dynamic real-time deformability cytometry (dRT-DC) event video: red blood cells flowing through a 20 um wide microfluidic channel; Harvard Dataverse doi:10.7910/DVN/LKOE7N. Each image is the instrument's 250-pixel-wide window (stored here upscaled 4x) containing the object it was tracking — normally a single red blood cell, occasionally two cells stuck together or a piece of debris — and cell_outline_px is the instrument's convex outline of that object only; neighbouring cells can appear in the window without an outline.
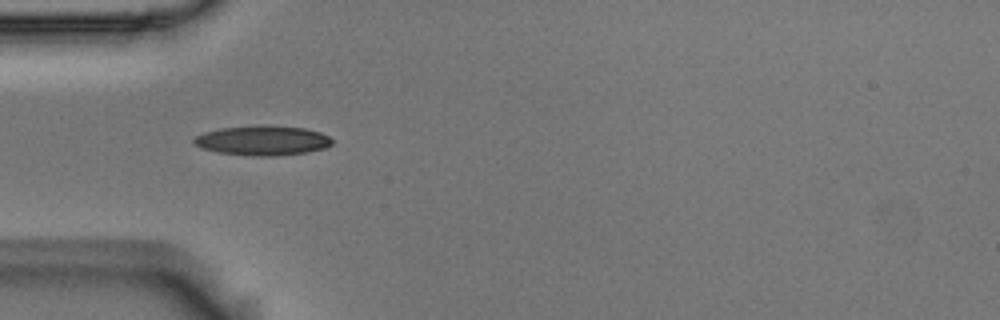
{"species": "Egyptian fruit bat (a non-hibernating species)", "species_latin": "Rousettus aegyptiacus", "temperature_condition": "room temperature", "stored_images_in_passage": 4, "camera_frame_rate_fps": 3000, "um_per_image_px": 0.085, "animal": {"sex": "male"}, "frame": {"image": 1, "passage_image": 3, "time_ms": 0.667, "image_size_px": [1000, 320], "cell_outline_px": [[332, 144], [324, 148], [304, 152], [272, 156], [252, 156], [216, 152], [200, 148], [192, 144], [192, 140], [196, 136], [204, 132], [220, 128], [256, 124], [268, 124], [304, 128], [320, 132], [328, 136], [332, 140]], "centroid_in_image_um": [22.25, 11.92], "position_along_channel_um": 62.7, "area_um2": 24.28}}
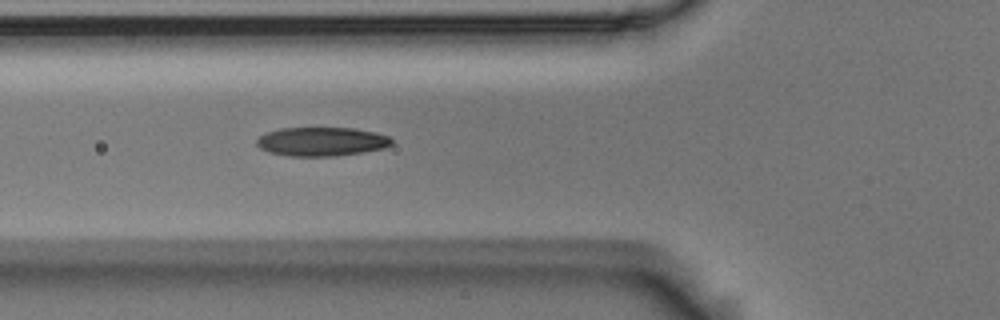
{"frame": {"image": 2, "passage_image": 4, "time_ms": 1.0, "image_size_px": [1000, 320], "cell_outline_px": [[392, 144], [384, 148], [336, 156], [288, 156], [268, 152], [260, 148], [256, 144], [256, 140], [264, 132], [280, 128], [352, 128], [376, 132], [388, 136], [392, 140]], "centroid_in_image_um": [27.29, 12.03], "position_along_channel_um": 98.5, "area_um2": 22.77}}